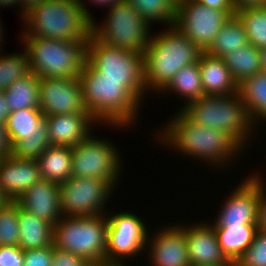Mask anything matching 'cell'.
<instances>
[{
  "label": "cell",
  "mask_w": 266,
  "mask_h": 266,
  "mask_svg": "<svg viewBox=\"0 0 266 266\" xmlns=\"http://www.w3.org/2000/svg\"><path fill=\"white\" fill-rule=\"evenodd\" d=\"M9 114L4 90L0 89V124H5Z\"/></svg>",
  "instance_id": "f6af8a7d"
},
{
  "label": "cell",
  "mask_w": 266,
  "mask_h": 266,
  "mask_svg": "<svg viewBox=\"0 0 266 266\" xmlns=\"http://www.w3.org/2000/svg\"><path fill=\"white\" fill-rule=\"evenodd\" d=\"M236 12L246 8H259L266 6V0H231Z\"/></svg>",
  "instance_id": "b9f144b4"
},
{
  "label": "cell",
  "mask_w": 266,
  "mask_h": 266,
  "mask_svg": "<svg viewBox=\"0 0 266 266\" xmlns=\"http://www.w3.org/2000/svg\"><path fill=\"white\" fill-rule=\"evenodd\" d=\"M41 180L36 159H0V193L6 201H16L27 189Z\"/></svg>",
  "instance_id": "ac0fdd59"
},
{
  "label": "cell",
  "mask_w": 266,
  "mask_h": 266,
  "mask_svg": "<svg viewBox=\"0 0 266 266\" xmlns=\"http://www.w3.org/2000/svg\"><path fill=\"white\" fill-rule=\"evenodd\" d=\"M82 266H116L108 260L86 261Z\"/></svg>",
  "instance_id": "bcb514c9"
},
{
  "label": "cell",
  "mask_w": 266,
  "mask_h": 266,
  "mask_svg": "<svg viewBox=\"0 0 266 266\" xmlns=\"http://www.w3.org/2000/svg\"><path fill=\"white\" fill-rule=\"evenodd\" d=\"M113 189L107 181L100 178L70 177L59 184L62 215L87 217L105 214L107 211H103L106 208L104 206Z\"/></svg>",
  "instance_id": "7c38bea8"
},
{
  "label": "cell",
  "mask_w": 266,
  "mask_h": 266,
  "mask_svg": "<svg viewBox=\"0 0 266 266\" xmlns=\"http://www.w3.org/2000/svg\"><path fill=\"white\" fill-rule=\"evenodd\" d=\"M0 22H2V21L0 20ZM1 25H2V24L0 23V42L3 41V39H2V35H3V33H2V32H3V29H2V28H3V27H2ZM1 47H2V46H1V43H0V51L2 50Z\"/></svg>",
  "instance_id": "f907efd6"
},
{
  "label": "cell",
  "mask_w": 266,
  "mask_h": 266,
  "mask_svg": "<svg viewBox=\"0 0 266 266\" xmlns=\"http://www.w3.org/2000/svg\"><path fill=\"white\" fill-rule=\"evenodd\" d=\"M79 79L86 111L97 123L122 128L135 123L143 99L124 79L104 78L87 61Z\"/></svg>",
  "instance_id": "6da1fadb"
},
{
  "label": "cell",
  "mask_w": 266,
  "mask_h": 266,
  "mask_svg": "<svg viewBox=\"0 0 266 266\" xmlns=\"http://www.w3.org/2000/svg\"><path fill=\"white\" fill-rule=\"evenodd\" d=\"M123 0H90L97 5L108 6V8L113 7L116 3H120Z\"/></svg>",
  "instance_id": "7dc6e473"
},
{
  "label": "cell",
  "mask_w": 266,
  "mask_h": 266,
  "mask_svg": "<svg viewBox=\"0 0 266 266\" xmlns=\"http://www.w3.org/2000/svg\"><path fill=\"white\" fill-rule=\"evenodd\" d=\"M31 72L27 52L0 54V89L6 90L15 80Z\"/></svg>",
  "instance_id": "d6a6232c"
},
{
  "label": "cell",
  "mask_w": 266,
  "mask_h": 266,
  "mask_svg": "<svg viewBox=\"0 0 266 266\" xmlns=\"http://www.w3.org/2000/svg\"><path fill=\"white\" fill-rule=\"evenodd\" d=\"M156 232L152 238H149L148 232L146 240L152 266H191L185 225H167L162 231Z\"/></svg>",
  "instance_id": "2e32d148"
},
{
  "label": "cell",
  "mask_w": 266,
  "mask_h": 266,
  "mask_svg": "<svg viewBox=\"0 0 266 266\" xmlns=\"http://www.w3.org/2000/svg\"><path fill=\"white\" fill-rule=\"evenodd\" d=\"M109 216L107 214L106 260L116 266H125V258L136 257L147 248L148 229L140 217L129 211Z\"/></svg>",
  "instance_id": "4fadbf2b"
},
{
  "label": "cell",
  "mask_w": 266,
  "mask_h": 266,
  "mask_svg": "<svg viewBox=\"0 0 266 266\" xmlns=\"http://www.w3.org/2000/svg\"><path fill=\"white\" fill-rule=\"evenodd\" d=\"M259 174V201L257 213V229L258 231L266 232V188L264 181Z\"/></svg>",
  "instance_id": "ab89813d"
},
{
  "label": "cell",
  "mask_w": 266,
  "mask_h": 266,
  "mask_svg": "<svg viewBox=\"0 0 266 266\" xmlns=\"http://www.w3.org/2000/svg\"><path fill=\"white\" fill-rule=\"evenodd\" d=\"M248 43L244 25L235 15L230 17L219 30L211 46L205 52L223 58L228 53L239 50Z\"/></svg>",
  "instance_id": "83f0119b"
},
{
  "label": "cell",
  "mask_w": 266,
  "mask_h": 266,
  "mask_svg": "<svg viewBox=\"0 0 266 266\" xmlns=\"http://www.w3.org/2000/svg\"><path fill=\"white\" fill-rule=\"evenodd\" d=\"M82 0H46L23 17L21 36L78 41L92 35L93 15Z\"/></svg>",
  "instance_id": "3957f363"
},
{
  "label": "cell",
  "mask_w": 266,
  "mask_h": 266,
  "mask_svg": "<svg viewBox=\"0 0 266 266\" xmlns=\"http://www.w3.org/2000/svg\"><path fill=\"white\" fill-rule=\"evenodd\" d=\"M44 118L50 144L69 147L84 141L92 131L91 125L97 123L86 110L83 113L49 115Z\"/></svg>",
  "instance_id": "ffe728a7"
},
{
  "label": "cell",
  "mask_w": 266,
  "mask_h": 266,
  "mask_svg": "<svg viewBox=\"0 0 266 266\" xmlns=\"http://www.w3.org/2000/svg\"><path fill=\"white\" fill-rule=\"evenodd\" d=\"M231 76L237 84L261 72L260 49L248 43L223 57Z\"/></svg>",
  "instance_id": "f1b7e54d"
},
{
  "label": "cell",
  "mask_w": 266,
  "mask_h": 266,
  "mask_svg": "<svg viewBox=\"0 0 266 266\" xmlns=\"http://www.w3.org/2000/svg\"><path fill=\"white\" fill-rule=\"evenodd\" d=\"M32 73L41 77H80L87 61L88 40L67 41L39 36H23Z\"/></svg>",
  "instance_id": "8992f818"
},
{
  "label": "cell",
  "mask_w": 266,
  "mask_h": 266,
  "mask_svg": "<svg viewBox=\"0 0 266 266\" xmlns=\"http://www.w3.org/2000/svg\"><path fill=\"white\" fill-rule=\"evenodd\" d=\"M85 259L71 252L54 248L52 266H82Z\"/></svg>",
  "instance_id": "f35d334b"
},
{
  "label": "cell",
  "mask_w": 266,
  "mask_h": 266,
  "mask_svg": "<svg viewBox=\"0 0 266 266\" xmlns=\"http://www.w3.org/2000/svg\"><path fill=\"white\" fill-rule=\"evenodd\" d=\"M13 144L5 124H0V159L12 155Z\"/></svg>",
  "instance_id": "60d3db41"
},
{
  "label": "cell",
  "mask_w": 266,
  "mask_h": 266,
  "mask_svg": "<svg viewBox=\"0 0 266 266\" xmlns=\"http://www.w3.org/2000/svg\"><path fill=\"white\" fill-rule=\"evenodd\" d=\"M196 1L212 9H217L222 11H235V9L231 4V0H196Z\"/></svg>",
  "instance_id": "7bdbcfd3"
},
{
  "label": "cell",
  "mask_w": 266,
  "mask_h": 266,
  "mask_svg": "<svg viewBox=\"0 0 266 266\" xmlns=\"http://www.w3.org/2000/svg\"><path fill=\"white\" fill-rule=\"evenodd\" d=\"M236 11L212 9L196 0H177L174 26L187 36L202 52Z\"/></svg>",
  "instance_id": "8fae6325"
},
{
  "label": "cell",
  "mask_w": 266,
  "mask_h": 266,
  "mask_svg": "<svg viewBox=\"0 0 266 266\" xmlns=\"http://www.w3.org/2000/svg\"><path fill=\"white\" fill-rule=\"evenodd\" d=\"M87 62L104 78L124 79L144 98L147 91L144 54L106 45L91 35L87 43Z\"/></svg>",
  "instance_id": "9c48e42d"
},
{
  "label": "cell",
  "mask_w": 266,
  "mask_h": 266,
  "mask_svg": "<svg viewBox=\"0 0 266 266\" xmlns=\"http://www.w3.org/2000/svg\"><path fill=\"white\" fill-rule=\"evenodd\" d=\"M106 19L92 23V35L102 43L123 50L144 54L151 38L152 27L125 0L109 8ZM150 33V34H149Z\"/></svg>",
  "instance_id": "ba28073f"
},
{
  "label": "cell",
  "mask_w": 266,
  "mask_h": 266,
  "mask_svg": "<svg viewBox=\"0 0 266 266\" xmlns=\"http://www.w3.org/2000/svg\"><path fill=\"white\" fill-rule=\"evenodd\" d=\"M151 25L154 22L173 26L176 20L177 0H125Z\"/></svg>",
  "instance_id": "4dcf8cb0"
},
{
  "label": "cell",
  "mask_w": 266,
  "mask_h": 266,
  "mask_svg": "<svg viewBox=\"0 0 266 266\" xmlns=\"http://www.w3.org/2000/svg\"><path fill=\"white\" fill-rule=\"evenodd\" d=\"M185 226V238L191 266H234L223 253L213 224Z\"/></svg>",
  "instance_id": "e0dca14e"
},
{
  "label": "cell",
  "mask_w": 266,
  "mask_h": 266,
  "mask_svg": "<svg viewBox=\"0 0 266 266\" xmlns=\"http://www.w3.org/2000/svg\"><path fill=\"white\" fill-rule=\"evenodd\" d=\"M48 134H33L18 140L12 149V156L24 159H37L50 146Z\"/></svg>",
  "instance_id": "e575fe53"
},
{
  "label": "cell",
  "mask_w": 266,
  "mask_h": 266,
  "mask_svg": "<svg viewBox=\"0 0 266 266\" xmlns=\"http://www.w3.org/2000/svg\"><path fill=\"white\" fill-rule=\"evenodd\" d=\"M19 243L23 250L52 245L53 226L19 207Z\"/></svg>",
  "instance_id": "7402d4cb"
},
{
  "label": "cell",
  "mask_w": 266,
  "mask_h": 266,
  "mask_svg": "<svg viewBox=\"0 0 266 266\" xmlns=\"http://www.w3.org/2000/svg\"><path fill=\"white\" fill-rule=\"evenodd\" d=\"M24 251L19 246H0V266H23Z\"/></svg>",
  "instance_id": "74e56055"
},
{
  "label": "cell",
  "mask_w": 266,
  "mask_h": 266,
  "mask_svg": "<svg viewBox=\"0 0 266 266\" xmlns=\"http://www.w3.org/2000/svg\"><path fill=\"white\" fill-rule=\"evenodd\" d=\"M19 205L6 201L0 207V246H18Z\"/></svg>",
  "instance_id": "836d02e7"
},
{
  "label": "cell",
  "mask_w": 266,
  "mask_h": 266,
  "mask_svg": "<svg viewBox=\"0 0 266 266\" xmlns=\"http://www.w3.org/2000/svg\"><path fill=\"white\" fill-rule=\"evenodd\" d=\"M261 53V72L266 73V47L260 49Z\"/></svg>",
  "instance_id": "c3c4849f"
},
{
  "label": "cell",
  "mask_w": 266,
  "mask_h": 266,
  "mask_svg": "<svg viewBox=\"0 0 266 266\" xmlns=\"http://www.w3.org/2000/svg\"><path fill=\"white\" fill-rule=\"evenodd\" d=\"M243 23L248 42L256 48L266 47V6L236 12Z\"/></svg>",
  "instance_id": "1f68e13d"
},
{
  "label": "cell",
  "mask_w": 266,
  "mask_h": 266,
  "mask_svg": "<svg viewBox=\"0 0 266 266\" xmlns=\"http://www.w3.org/2000/svg\"><path fill=\"white\" fill-rule=\"evenodd\" d=\"M170 118L165 128L158 132V139L169 148L190 158H198L210 165L229 164L243 149L226 133L207 128L188 119L180 110ZM234 155V157H233ZM237 155V156H236ZM194 157V158H193ZM226 162V163H225Z\"/></svg>",
  "instance_id": "7a4b0ae2"
},
{
  "label": "cell",
  "mask_w": 266,
  "mask_h": 266,
  "mask_svg": "<svg viewBox=\"0 0 266 266\" xmlns=\"http://www.w3.org/2000/svg\"><path fill=\"white\" fill-rule=\"evenodd\" d=\"M6 128L12 144L33 134H48V125L39 108H26L9 112Z\"/></svg>",
  "instance_id": "d4e9b609"
},
{
  "label": "cell",
  "mask_w": 266,
  "mask_h": 266,
  "mask_svg": "<svg viewBox=\"0 0 266 266\" xmlns=\"http://www.w3.org/2000/svg\"><path fill=\"white\" fill-rule=\"evenodd\" d=\"M151 35L144 53L145 84L161 93L183 67L197 63L202 51L174 25ZM155 89V90H154Z\"/></svg>",
  "instance_id": "277c9868"
},
{
  "label": "cell",
  "mask_w": 266,
  "mask_h": 266,
  "mask_svg": "<svg viewBox=\"0 0 266 266\" xmlns=\"http://www.w3.org/2000/svg\"><path fill=\"white\" fill-rule=\"evenodd\" d=\"M107 229V214L64 216L53 226L52 244L86 261L106 260Z\"/></svg>",
  "instance_id": "52a82bcc"
},
{
  "label": "cell",
  "mask_w": 266,
  "mask_h": 266,
  "mask_svg": "<svg viewBox=\"0 0 266 266\" xmlns=\"http://www.w3.org/2000/svg\"><path fill=\"white\" fill-rule=\"evenodd\" d=\"M20 208L54 226L62 217L59 184L40 180L15 201Z\"/></svg>",
  "instance_id": "d6986e66"
},
{
  "label": "cell",
  "mask_w": 266,
  "mask_h": 266,
  "mask_svg": "<svg viewBox=\"0 0 266 266\" xmlns=\"http://www.w3.org/2000/svg\"><path fill=\"white\" fill-rule=\"evenodd\" d=\"M39 94V109L44 116L83 113L86 110L79 78L41 77Z\"/></svg>",
  "instance_id": "5bb4252c"
},
{
  "label": "cell",
  "mask_w": 266,
  "mask_h": 266,
  "mask_svg": "<svg viewBox=\"0 0 266 266\" xmlns=\"http://www.w3.org/2000/svg\"><path fill=\"white\" fill-rule=\"evenodd\" d=\"M21 5V1L20 0H0V7H10V6H14V5Z\"/></svg>",
  "instance_id": "681fc988"
},
{
  "label": "cell",
  "mask_w": 266,
  "mask_h": 266,
  "mask_svg": "<svg viewBox=\"0 0 266 266\" xmlns=\"http://www.w3.org/2000/svg\"><path fill=\"white\" fill-rule=\"evenodd\" d=\"M21 1V6L22 7L21 11H20V16L22 15V19L23 17L28 14L31 10H33L34 8H36L38 5H40L41 3H43L46 0H20Z\"/></svg>",
  "instance_id": "ee69618b"
},
{
  "label": "cell",
  "mask_w": 266,
  "mask_h": 266,
  "mask_svg": "<svg viewBox=\"0 0 266 266\" xmlns=\"http://www.w3.org/2000/svg\"><path fill=\"white\" fill-rule=\"evenodd\" d=\"M72 151L69 146L50 145L36 160L42 180L61 184L71 177Z\"/></svg>",
  "instance_id": "603a6c76"
},
{
  "label": "cell",
  "mask_w": 266,
  "mask_h": 266,
  "mask_svg": "<svg viewBox=\"0 0 266 266\" xmlns=\"http://www.w3.org/2000/svg\"><path fill=\"white\" fill-rule=\"evenodd\" d=\"M234 266H266V232H256L253 242Z\"/></svg>",
  "instance_id": "d590c367"
},
{
  "label": "cell",
  "mask_w": 266,
  "mask_h": 266,
  "mask_svg": "<svg viewBox=\"0 0 266 266\" xmlns=\"http://www.w3.org/2000/svg\"><path fill=\"white\" fill-rule=\"evenodd\" d=\"M90 134L84 141L71 147V177L100 178L113 188L117 185L122 165L121 153L107 140H101ZM121 163V164H120Z\"/></svg>",
  "instance_id": "30bf717a"
},
{
  "label": "cell",
  "mask_w": 266,
  "mask_h": 266,
  "mask_svg": "<svg viewBox=\"0 0 266 266\" xmlns=\"http://www.w3.org/2000/svg\"><path fill=\"white\" fill-rule=\"evenodd\" d=\"M180 110L188 119L207 128L229 135L241 148H246L255 125L251 122L239 92L225 96H203L190 101Z\"/></svg>",
  "instance_id": "5b68a950"
},
{
  "label": "cell",
  "mask_w": 266,
  "mask_h": 266,
  "mask_svg": "<svg viewBox=\"0 0 266 266\" xmlns=\"http://www.w3.org/2000/svg\"><path fill=\"white\" fill-rule=\"evenodd\" d=\"M6 202V200L2 197L0 193V207Z\"/></svg>",
  "instance_id": "816d5d0a"
},
{
  "label": "cell",
  "mask_w": 266,
  "mask_h": 266,
  "mask_svg": "<svg viewBox=\"0 0 266 266\" xmlns=\"http://www.w3.org/2000/svg\"><path fill=\"white\" fill-rule=\"evenodd\" d=\"M226 257L235 263L253 242L257 225L213 226Z\"/></svg>",
  "instance_id": "484cf974"
},
{
  "label": "cell",
  "mask_w": 266,
  "mask_h": 266,
  "mask_svg": "<svg viewBox=\"0 0 266 266\" xmlns=\"http://www.w3.org/2000/svg\"><path fill=\"white\" fill-rule=\"evenodd\" d=\"M39 92L40 78L34 73L30 72L15 80L4 90L9 112L26 108H40Z\"/></svg>",
  "instance_id": "4316f807"
},
{
  "label": "cell",
  "mask_w": 266,
  "mask_h": 266,
  "mask_svg": "<svg viewBox=\"0 0 266 266\" xmlns=\"http://www.w3.org/2000/svg\"><path fill=\"white\" fill-rule=\"evenodd\" d=\"M238 92L245 104L247 115L256 126L266 120V73L260 72L238 84Z\"/></svg>",
  "instance_id": "cb8c5ba5"
},
{
  "label": "cell",
  "mask_w": 266,
  "mask_h": 266,
  "mask_svg": "<svg viewBox=\"0 0 266 266\" xmlns=\"http://www.w3.org/2000/svg\"><path fill=\"white\" fill-rule=\"evenodd\" d=\"M162 91L176 93L186 99L185 104L205 96L198 62L181 68Z\"/></svg>",
  "instance_id": "f546056e"
},
{
  "label": "cell",
  "mask_w": 266,
  "mask_h": 266,
  "mask_svg": "<svg viewBox=\"0 0 266 266\" xmlns=\"http://www.w3.org/2000/svg\"><path fill=\"white\" fill-rule=\"evenodd\" d=\"M198 64L204 95L225 96L238 92V84L231 76L223 58L202 52Z\"/></svg>",
  "instance_id": "44dd1931"
},
{
  "label": "cell",
  "mask_w": 266,
  "mask_h": 266,
  "mask_svg": "<svg viewBox=\"0 0 266 266\" xmlns=\"http://www.w3.org/2000/svg\"><path fill=\"white\" fill-rule=\"evenodd\" d=\"M53 244L41 249L24 251L23 266H52Z\"/></svg>",
  "instance_id": "8d00e7d4"
},
{
  "label": "cell",
  "mask_w": 266,
  "mask_h": 266,
  "mask_svg": "<svg viewBox=\"0 0 266 266\" xmlns=\"http://www.w3.org/2000/svg\"><path fill=\"white\" fill-rule=\"evenodd\" d=\"M250 176L245 177L224 201L222 210L213 219V226L257 225L259 174Z\"/></svg>",
  "instance_id": "9a60e30c"
}]
</instances>
